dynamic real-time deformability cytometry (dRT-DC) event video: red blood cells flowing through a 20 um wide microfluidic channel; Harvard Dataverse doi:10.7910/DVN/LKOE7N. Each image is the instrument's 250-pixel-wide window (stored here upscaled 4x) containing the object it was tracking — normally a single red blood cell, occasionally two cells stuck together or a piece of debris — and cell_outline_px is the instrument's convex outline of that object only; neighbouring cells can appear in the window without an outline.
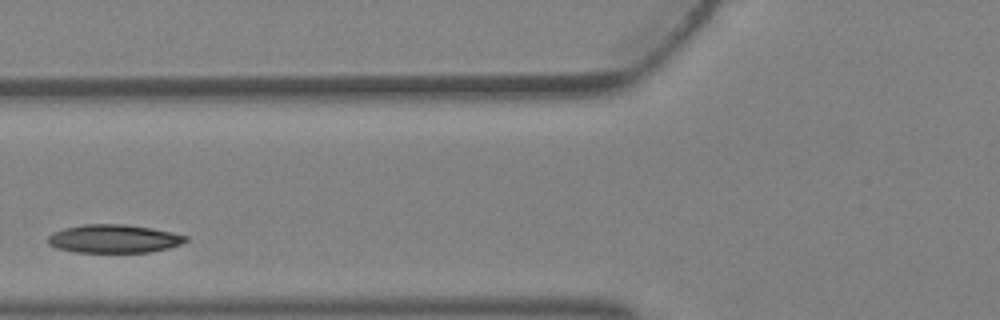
{"species": "Egyptian fruit bat (a non-hibernating species)", "species_latin": "Rousettus aegyptiacus", "temperature_condition": "warm", "stored_images_in_passage": 4, "camera_frame_rate_fps": 3000, "um_per_image_px": 0.085, "animal": {"sex": "female"}, "frame": {"image": 1, "passage_image": 4, "time_ms": 1.0, "image_size_px": [1000, 320], "cell_outline_px": [[188, 240], [180, 244], [168, 248], [148, 252], [76, 252], [56, 248], [48, 244], [48, 236], [52, 232], [64, 228], [84, 224], [124, 224], [152, 228], [172, 232], [188, 236]], "centroid_in_image_um": [9.67, 20.29], "position_along_channel_um": 116.1, "area_um2": 22.77}}